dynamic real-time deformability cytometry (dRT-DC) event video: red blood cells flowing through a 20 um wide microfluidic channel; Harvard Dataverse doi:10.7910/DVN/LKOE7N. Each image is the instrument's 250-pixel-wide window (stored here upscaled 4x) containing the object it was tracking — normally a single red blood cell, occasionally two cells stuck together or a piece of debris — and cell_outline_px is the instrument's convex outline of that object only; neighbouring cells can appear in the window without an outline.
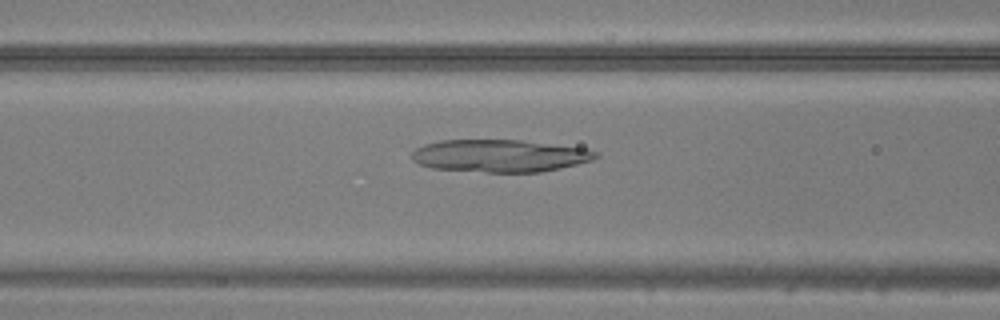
{"species": "common noctule bat (a hibernating species)", "species_latin": "Nyctalus noctula", "temperature_condition": "warm", "stored_images_in_passage": 46, "camera_frame_rate_fps": 3000, "um_per_image_px": 0.085, "animal": {"sex": "male", "body_mass_g": 20.5, "forearm_length_mm": 52.5}, "frame": {"image": 1, "passage_image": 20, "time_ms": 6.333, "image_size_px": [1000, 320], "cell_outline_px": [[600, 156], [592, 160], [560, 168], [540, 172], [484, 172], [432, 168], [420, 164], [412, 160], [412, 152], [416, 148], [424, 144], [440, 140], [520, 140], [584, 148], [600, 152]], "centroid_in_image_um": [42.49, 13.24], "position_along_channel_um": 124.1, "area_um2": 34.8}}
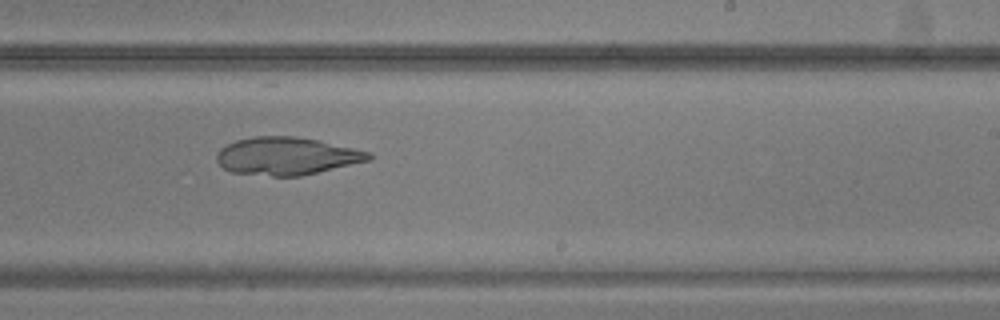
{"frame": {"image": 2, "passage_image": 30, "time_ms": 9.667, "image_size_px": [1000, 320], "cell_outline_px": [[376, 156], [372, 160], [300, 176], [272, 176], [232, 172], [224, 168], [216, 160], [216, 156], [220, 148], [236, 140], [252, 136], [296, 136], [320, 140], [368, 152]], "centroid_in_image_um": [24.38, 13.26], "position_along_channel_um": 264.6, "area_um2": 33.47}}
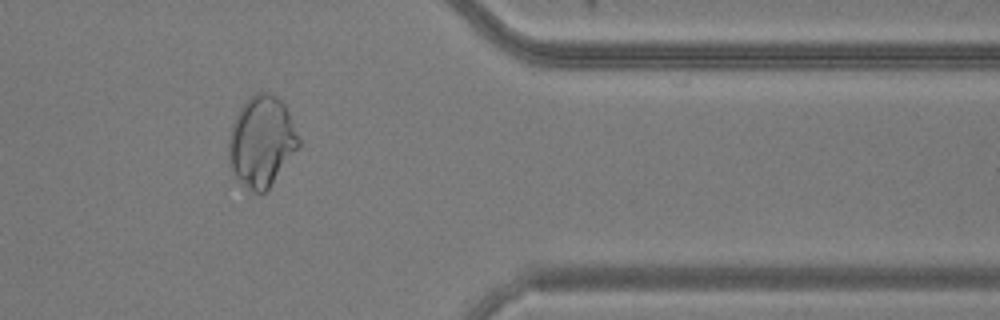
{"frame": {"image": 3, "passage_image": 40, "time_ms": 13.0, "image_size_px": [1000, 320], "cell_outline_px": [[300, 144], [268, 188], [264, 192], [256, 192], [248, 188], [236, 176], [228, 160], [228, 140], [232, 124], [240, 108], [248, 96], [256, 92], [268, 92], [276, 96], [284, 104], [288, 112], [300, 140]], "centroid_in_image_um": [22.21, 11.97], "position_along_channel_um": 389.2, "area_um2": 36.36}}